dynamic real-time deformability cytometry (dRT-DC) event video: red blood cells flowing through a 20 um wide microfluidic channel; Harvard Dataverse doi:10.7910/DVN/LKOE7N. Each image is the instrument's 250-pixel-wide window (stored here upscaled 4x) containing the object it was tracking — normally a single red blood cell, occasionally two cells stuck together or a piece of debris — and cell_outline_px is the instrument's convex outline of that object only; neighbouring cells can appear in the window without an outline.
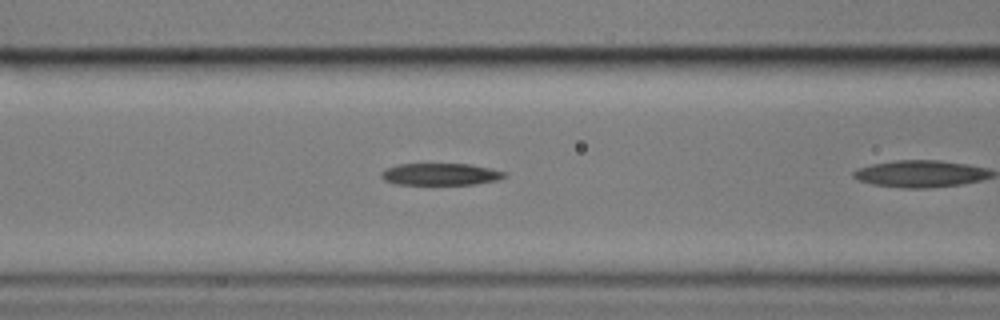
{"species": "common noctule bat (a hibernating species)", "species_latin": "Nyctalus noctula", "temperature_condition": "cold", "stored_images_in_passage": 27, "camera_frame_rate_fps": 3000, "um_per_image_px": 0.085, "animal": {"sex": "male", "body_mass_g": 17.9}, "frame": {"image": 1, "passage_image": 8, "time_ms": 2.333, "image_size_px": [1000, 320], "cell_outline_px": [[508, 176], [496, 180], [476, 184], [392, 184], [384, 180], [380, 176], [380, 172], [384, 168], [396, 164], [468, 164], [488, 168], [504, 172]], "centroid_in_image_um": [37.36, 14.81], "position_along_channel_um": 129.2, "area_um2": 15.78}}